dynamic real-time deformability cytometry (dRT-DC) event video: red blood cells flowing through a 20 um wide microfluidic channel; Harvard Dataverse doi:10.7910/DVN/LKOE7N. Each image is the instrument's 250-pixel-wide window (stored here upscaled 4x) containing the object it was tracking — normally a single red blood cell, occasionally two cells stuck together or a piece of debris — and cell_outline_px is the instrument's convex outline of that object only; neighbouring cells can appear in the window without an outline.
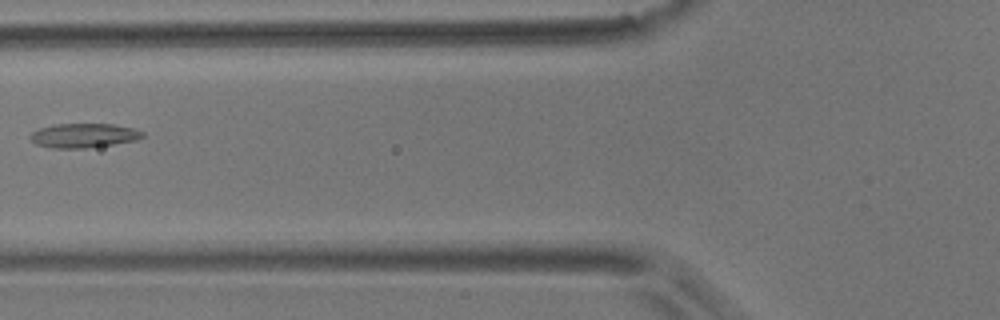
{"species": "common noctule bat (a hibernating species)", "species_latin": "Nyctalus noctula", "temperature_condition": "room temperature", "stored_images_in_passage": 6, "camera_frame_rate_fps": 3000, "um_per_image_px": 0.085, "animal": {"sex": "male", "body_mass_g": 17.9}, "frame": {"image": 1, "passage_image": 6, "time_ms": 1.667, "image_size_px": [1000, 320], "cell_outline_px": [[144, 136], [136, 140], [112, 144], [84, 148], [48, 148], [36, 144], [28, 136], [32, 132], [40, 128], [56, 124], [112, 124], [132, 128], [144, 132]], "centroid_in_image_um": [7.09, 11.52], "position_along_channel_um": 118.7, "area_um2": 15.78}}